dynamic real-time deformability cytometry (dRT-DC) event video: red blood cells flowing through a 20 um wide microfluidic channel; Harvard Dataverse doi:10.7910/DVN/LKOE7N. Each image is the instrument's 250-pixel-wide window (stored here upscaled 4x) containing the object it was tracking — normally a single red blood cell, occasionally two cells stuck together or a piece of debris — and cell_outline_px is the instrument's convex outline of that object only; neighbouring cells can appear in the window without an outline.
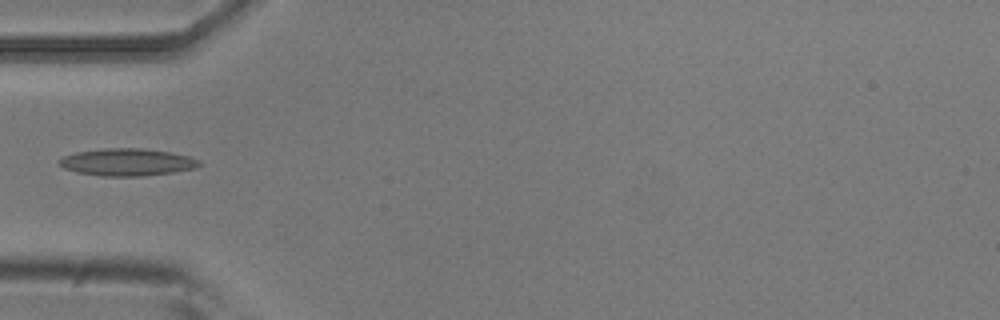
{"species": "common noctule bat (a hibernating species)", "species_latin": "Nyctalus noctula", "temperature_condition": "room temperature", "stored_images_in_passage": 5, "camera_frame_rate_fps": 3000, "um_per_image_px": 0.085, "animal": {"sex": "male", "body_mass_g": 20.5, "forearm_length_mm": 52.5}, "frame": {"image": 1, "passage_image": 4, "time_ms": 1.0, "image_size_px": [1000, 320], "cell_outline_px": [[204, 164], [196, 168], [172, 172], [144, 176], [100, 176], [76, 172], [64, 168], [56, 160], [64, 156], [76, 152], [104, 148], [144, 148], [168, 152], [188, 156], [200, 160]], "centroid_in_image_um": [10.81, 13.78], "position_along_channel_um": 74.2, "area_um2": 22.37}}
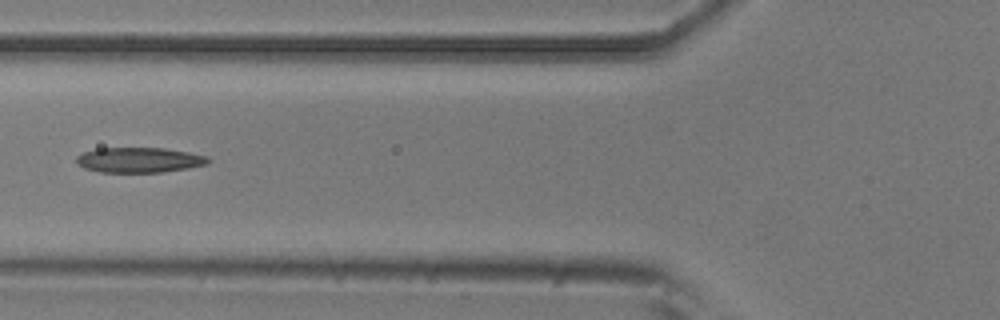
{"frame": {"image": 2, "passage_image": 5, "time_ms": 1.333, "image_size_px": [1000, 320], "cell_outline_px": [[212, 160], [208, 164], [188, 168], [160, 172], [100, 172], [84, 168], [76, 164], [76, 156], [84, 152], [96, 148], [164, 148], [188, 152], [208, 156]], "centroid_in_image_um": [11.83, 13.59], "position_along_channel_um": 114.0, "area_um2": 19.42}}